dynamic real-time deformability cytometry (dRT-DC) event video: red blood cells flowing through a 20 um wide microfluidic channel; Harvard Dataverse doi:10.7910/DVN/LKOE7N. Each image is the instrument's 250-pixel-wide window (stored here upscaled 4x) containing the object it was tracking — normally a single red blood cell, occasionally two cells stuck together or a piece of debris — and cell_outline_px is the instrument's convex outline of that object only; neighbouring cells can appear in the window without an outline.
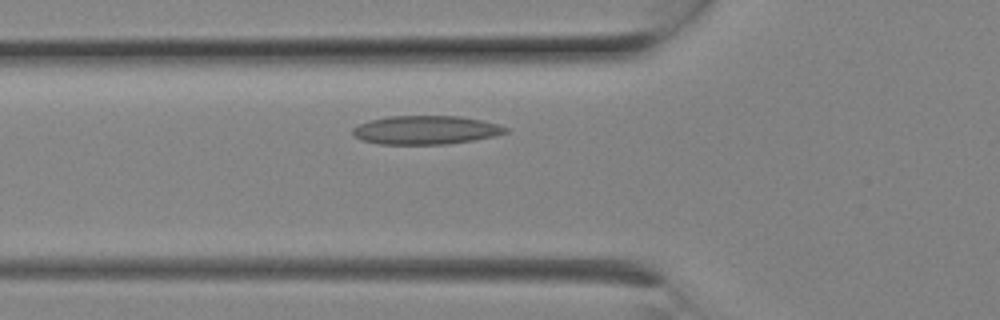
{"species": "Egyptian fruit bat (a non-hibernating species)", "species_latin": "Rousettus aegyptiacus", "temperature_condition": "room temperature", "stored_images_in_passage": 5, "camera_frame_rate_fps": 3000, "um_per_image_px": 0.085, "animal": {"sex": "female"}, "frame": {"image": 1, "passage_image": 5, "time_ms": 1.333, "image_size_px": [1000, 320], "cell_outline_px": [[508, 132], [496, 136], [448, 144], [380, 144], [360, 140], [352, 132], [352, 128], [368, 120], [388, 116], [460, 116], [500, 124], [508, 128]], "centroid_in_image_um": [36.2, 11.05], "position_along_channel_um": 89.6, "area_um2": 25.61}}